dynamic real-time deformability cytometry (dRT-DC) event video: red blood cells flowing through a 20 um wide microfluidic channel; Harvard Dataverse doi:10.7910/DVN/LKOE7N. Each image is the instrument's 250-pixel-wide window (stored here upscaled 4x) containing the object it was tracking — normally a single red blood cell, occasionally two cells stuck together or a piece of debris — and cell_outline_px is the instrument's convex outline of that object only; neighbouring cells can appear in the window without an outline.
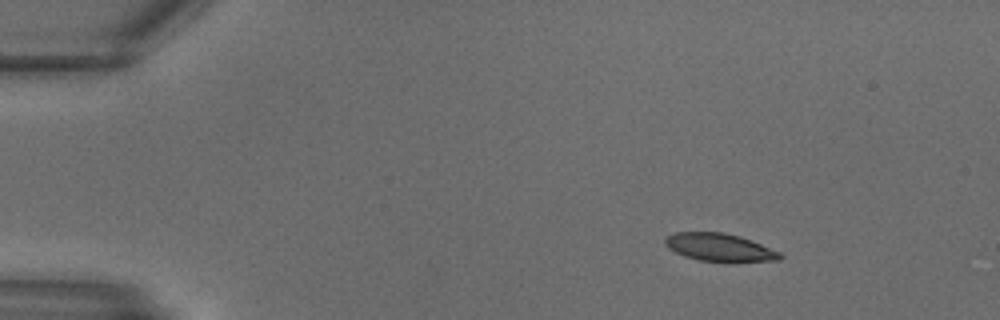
{"species": "common noctule bat (a hibernating species)", "species_latin": "Nyctalus noctula", "temperature_condition": "warm", "stored_images_in_passage": 8, "camera_frame_rate_fps": 3000, "um_per_image_px": 0.085, "animal": {"sex": "male", "body_mass_g": 18.8}, "frame": {"image": 1, "passage_image": 1, "time_ms": 0.0, "image_size_px": [1000, 320], "cell_outline_px": [[784, 256], [780, 260], [700, 260], [684, 256], [668, 248], [664, 244], [664, 240], [668, 236], [676, 232], [720, 232], [740, 236], [752, 240], [780, 252]], "centroid_in_image_um": [61.14, 20.99], "position_along_channel_um": 23.9, "area_um2": 18.09}}
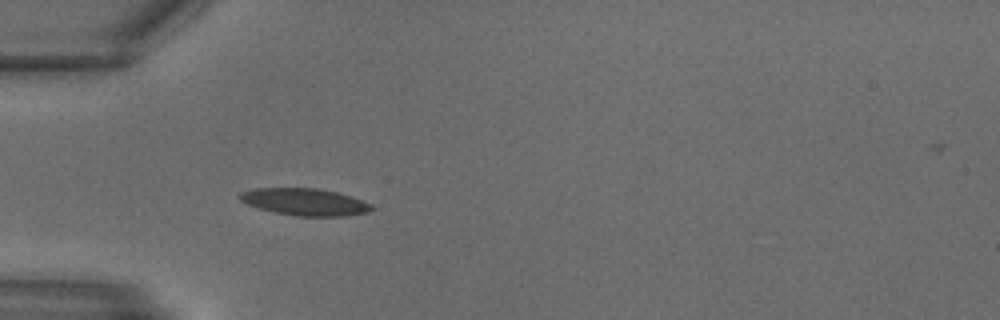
{"frame": {"image": 2, "passage_image": 6, "time_ms": 1.667, "image_size_px": [1000, 320], "cell_outline_px": [[376, 208], [368, 212], [344, 216], [296, 216], [276, 212], [260, 208], [248, 204], [240, 200], [236, 196], [240, 192], [256, 188], [316, 188], [336, 192], [352, 196], [372, 204]], "centroid_in_image_um": [25.93, 17.16], "position_along_channel_um": 59.1, "area_um2": 20.81}}
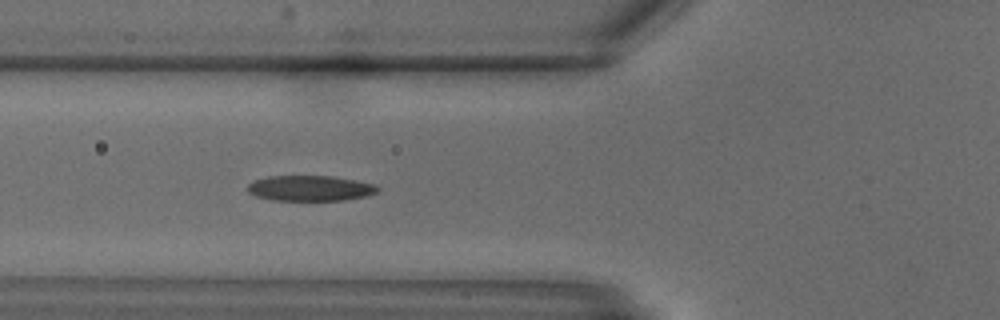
{"frame": {"image": 3, "passage_image": 8, "time_ms": 2.333, "image_size_px": [1000, 320], "cell_outline_px": [[380, 188], [376, 192], [368, 196], [344, 200], [272, 200], [256, 196], [248, 192], [248, 184], [252, 180], [268, 176], [332, 176], [356, 180], [376, 184]], "centroid_in_image_um": [26.37, 15.99], "position_along_channel_um": 99.4, "area_um2": 19.42}}